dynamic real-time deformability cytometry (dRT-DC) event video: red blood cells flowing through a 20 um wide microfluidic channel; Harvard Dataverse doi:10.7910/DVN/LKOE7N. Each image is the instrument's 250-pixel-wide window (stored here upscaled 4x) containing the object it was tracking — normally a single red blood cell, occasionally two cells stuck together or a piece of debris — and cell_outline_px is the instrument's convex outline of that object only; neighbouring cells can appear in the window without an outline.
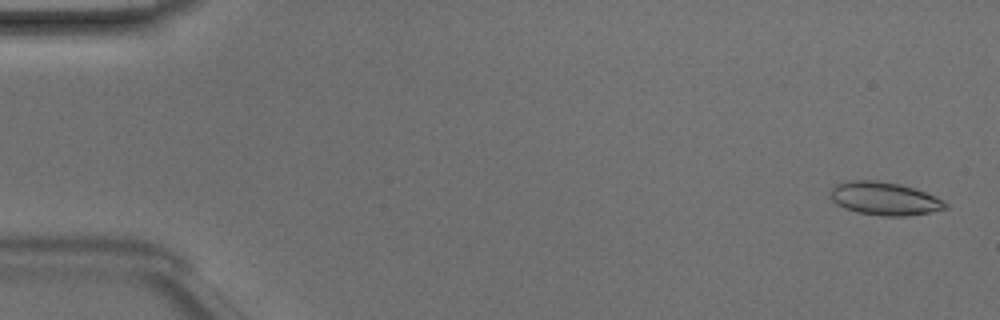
{"species": "Egyptian fruit bat (a non-hibernating species)", "species_latin": "Rousettus aegyptiacus", "temperature_condition": "room temperature", "stored_images_in_passage": 49, "camera_frame_rate_fps": 3000, "um_per_image_px": 0.085, "animal": {"sex": "male"}, "frame": {"image": 1, "passage_image": 2, "time_ms": 0.333, "image_size_px": [1000, 320], "cell_outline_px": [[948, 208], [928, 212], [904, 216], [884, 216], [856, 212], [844, 208], [836, 204], [832, 200], [832, 188], [836, 184], [848, 180], [876, 180], [900, 184], [936, 196], [944, 200], [948, 204]], "centroid_in_image_um": [75.18, 16.88], "position_along_channel_um": 9.8, "area_um2": 22.08}}
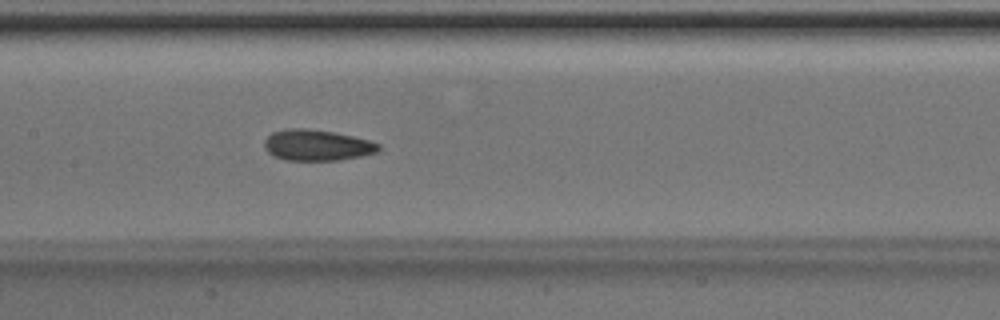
{"frame": {"image": 2, "passage_image": 24, "time_ms": 7.667, "image_size_px": [1000, 320], "cell_outline_px": [[380, 148], [376, 152], [360, 156], [340, 160], [284, 160], [272, 156], [264, 148], [264, 140], [272, 132], [288, 128], [308, 128], [332, 132], [352, 136], [368, 140], [380, 144]], "centroid_in_image_um": [26.89, 12.34], "position_along_channel_um": 180.5, "area_um2": 20.63}}
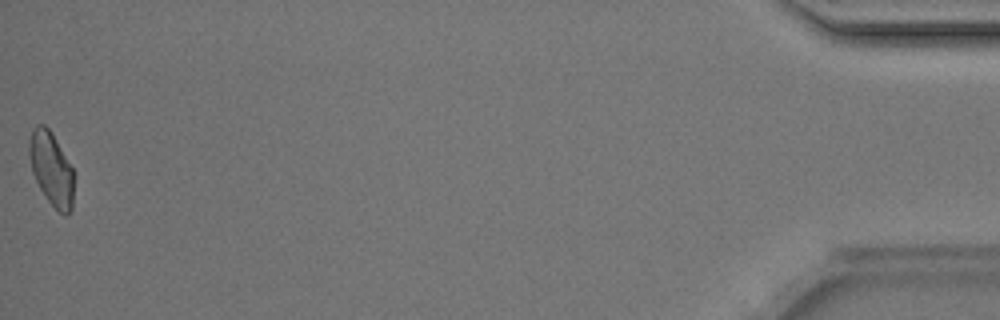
{"frame": {"image": 3, "passage_image": 49, "time_ms": 16.0, "image_size_px": [1000, 320], "cell_outline_px": [[72, 208], [64, 216], [48, 200], [40, 188], [32, 172], [28, 152], [28, 140], [32, 128], [36, 124], [44, 124], [48, 128], [72, 168]], "centroid_in_image_um": [4.31, 14.3], "position_along_channel_um": 430.9, "area_um2": 18.61}, "authors_computed_cell_mechanics": {"area_um2": 20.5768, "velocity_mm_per_s": 4.1783, "shape_relaxation_time_tau1_ms": 3.2931, "shape_relaxation_time_tau2_ms": 2.4123, "deformation_change_tau1": 0.1044, "deformation_change_tau2": 0.0749}}